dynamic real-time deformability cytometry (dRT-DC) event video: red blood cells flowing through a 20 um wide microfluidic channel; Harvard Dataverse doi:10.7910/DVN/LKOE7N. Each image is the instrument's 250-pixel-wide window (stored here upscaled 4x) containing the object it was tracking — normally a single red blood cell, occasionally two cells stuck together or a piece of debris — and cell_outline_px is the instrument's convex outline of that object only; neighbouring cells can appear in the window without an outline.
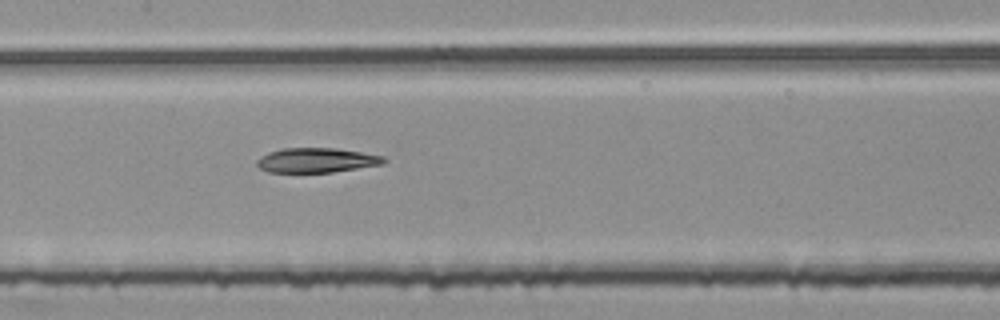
{"species": "common noctule bat (a hibernating species)", "species_latin": "Nyctalus noctula", "temperature_condition": "room temperature", "stored_images_in_passage": 7, "camera_frame_rate_fps": 3000, "um_per_image_px": 0.085, "animal": {"sex": "female", "body_mass_g": 25.1}, "frame": {"image": 1, "passage_image": 7, "time_ms": 2.0, "image_size_px": [1000, 320], "cell_outline_px": [[388, 160], [384, 164], [332, 172], [268, 172], [260, 168], [256, 164], [256, 160], [260, 156], [268, 152], [284, 148], [336, 148], [384, 156]], "centroid_in_image_um": [26.9, 13.62], "position_along_channel_um": 180.5, "area_um2": 18.26}}